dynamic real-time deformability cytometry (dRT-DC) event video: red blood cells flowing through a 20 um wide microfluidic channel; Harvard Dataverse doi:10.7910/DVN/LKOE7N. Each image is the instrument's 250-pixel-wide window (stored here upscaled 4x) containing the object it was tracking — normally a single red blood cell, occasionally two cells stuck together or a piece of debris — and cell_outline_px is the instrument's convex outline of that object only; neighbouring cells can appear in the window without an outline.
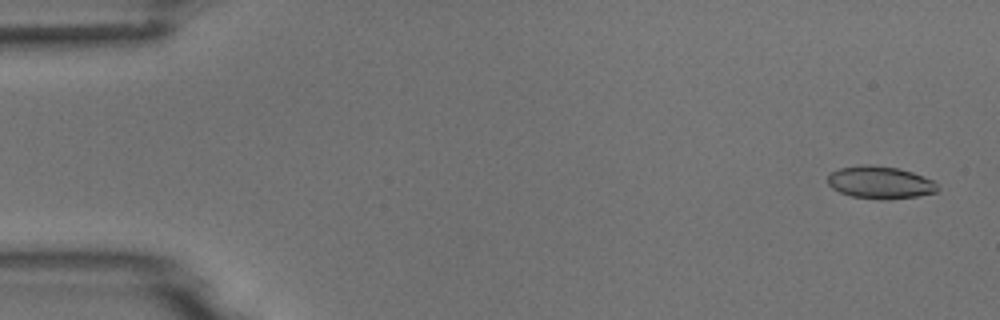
{"species": "common noctule bat (a hibernating species)", "species_latin": "Nyctalus noctula", "temperature_condition": "room temperature", "stored_images_in_passage": 5, "camera_frame_rate_fps": 3000, "um_per_image_px": 0.085, "animal": {"sex": "male", "body_mass_g": 18.8}, "frame": {"image": 1, "passage_image": 1, "time_ms": 0.0, "image_size_px": [1000, 320], "cell_outline_px": [[940, 188], [936, 192], [916, 196], [884, 200], [852, 196], [840, 192], [832, 188], [828, 184], [828, 176], [832, 172], [840, 168], [864, 164], [868, 164], [900, 168], [912, 172], [932, 180]], "centroid_in_image_um": [74.81, 15.5], "position_along_channel_um": 10.2, "area_um2": 20.69}}
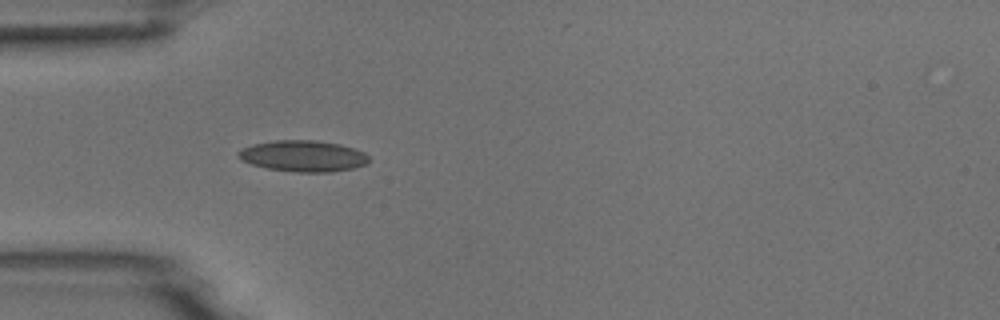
{"frame": {"image": 2, "passage_image": 5, "time_ms": 4.667, "image_size_px": [1000, 320], "cell_outline_px": [[368, 164], [352, 168], [332, 172], [300, 172], [268, 168], [252, 164], [240, 160], [236, 156], [236, 152], [252, 144], [276, 140], [316, 140], [340, 144], [364, 152], [368, 156]], "centroid_in_image_um": [25.75, 13.26], "position_along_channel_um": 59.2, "area_um2": 23.7}}